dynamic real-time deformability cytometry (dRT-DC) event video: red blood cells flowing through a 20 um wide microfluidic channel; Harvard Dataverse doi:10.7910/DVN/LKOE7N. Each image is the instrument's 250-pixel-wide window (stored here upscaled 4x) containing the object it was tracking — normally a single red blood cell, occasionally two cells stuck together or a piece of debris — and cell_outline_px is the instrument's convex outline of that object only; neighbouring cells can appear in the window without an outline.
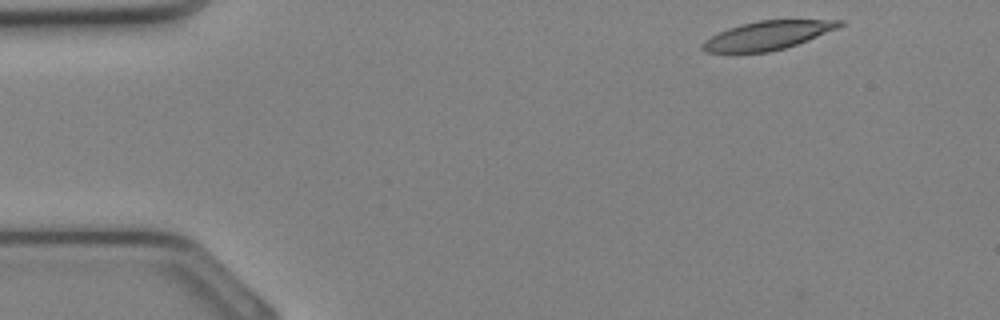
{"species": "Egyptian fruit bat (a non-hibernating species)", "species_latin": "Rousettus aegyptiacus", "temperature_condition": "cold", "stored_images_in_passage": 31, "camera_frame_rate_fps": 3000, "um_per_image_px": 0.085, "animal": {"sex": "female"}, "frame": {"image": 1, "passage_image": 1, "time_ms": 0.0, "image_size_px": [1000, 320], "cell_outline_px": [[844, 24], [836, 28], [808, 40], [784, 48], [768, 52], [708, 52], [700, 48], [700, 44], [704, 40], [728, 28], [740, 24], [760, 20], [844, 20]], "centroid_in_image_um": [65.21, 3.0], "position_along_channel_um": 19.8, "area_um2": 22.54}}
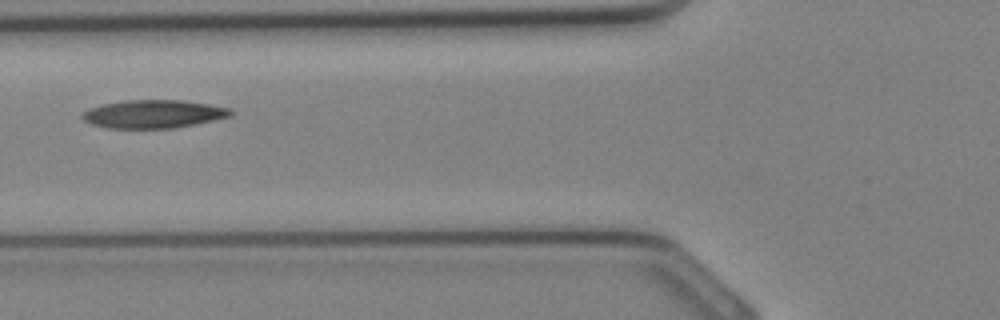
{"frame": {"image": 2, "passage_image": 10, "time_ms": 3.0, "image_size_px": [1000, 320], "cell_outline_px": [[236, 112], [232, 116], [196, 124], [176, 128], [108, 128], [92, 124], [84, 120], [80, 116], [80, 112], [88, 108], [104, 104], [124, 100], [180, 100], [208, 104], [232, 108]], "centroid_in_image_um": [13.06, 9.69], "position_along_channel_um": 112.7, "area_um2": 24.62}}
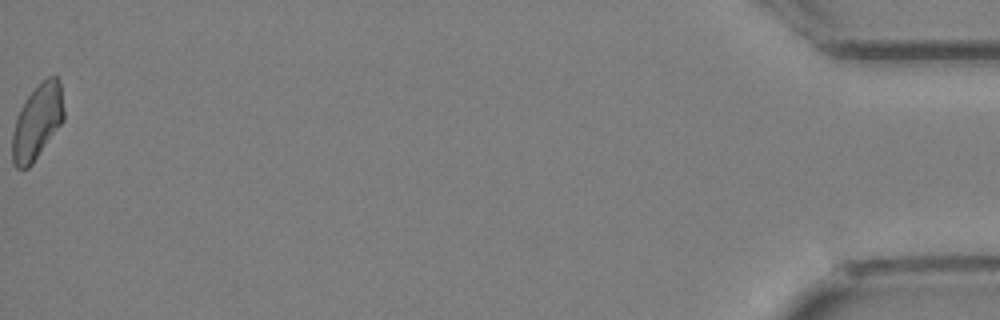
{"frame": {"image": 3, "passage_image": 31, "time_ms": 10.0, "image_size_px": [1000, 320], "cell_outline_px": [[64, 120], [32, 164], [28, 168], [16, 168], [12, 164], [12, 132], [16, 116], [20, 108], [28, 96], [48, 76], [56, 76], [60, 80], [64, 112]], "centroid_in_image_um": [3.15, 10.38], "position_along_channel_um": 432.0, "area_um2": 22.43}}